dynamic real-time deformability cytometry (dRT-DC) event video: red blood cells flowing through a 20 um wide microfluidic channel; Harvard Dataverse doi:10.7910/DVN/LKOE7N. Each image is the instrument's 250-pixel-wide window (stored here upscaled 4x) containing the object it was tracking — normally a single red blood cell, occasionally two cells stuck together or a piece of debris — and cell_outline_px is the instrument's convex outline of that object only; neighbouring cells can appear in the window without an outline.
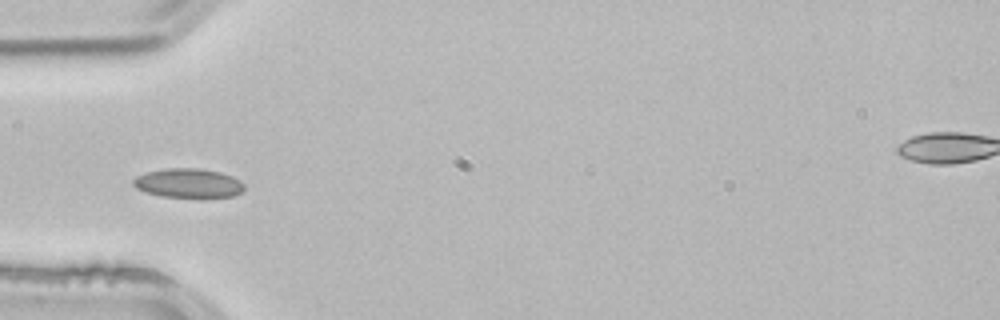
{"species": "common noctule bat (a hibernating species)", "species_latin": "Nyctalus noctula", "temperature_condition": "room temperature", "stored_images_in_passage": 4, "camera_frame_rate_fps": 3000, "um_per_image_px": 0.085, "animal": {"sex": "male", "body_mass_g": 21.5, "forearm_length_mm": 52.0}, "frame": {"image": 1, "passage_image": 3, "time_ms": 0.667, "image_size_px": [1000, 320], "cell_outline_px": [[244, 192], [232, 196], [160, 196], [144, 192], [136, 188], [132, 184], [132, 180], [136, 176], [144, 172], [164, 168], [200, 168], [220, 172], [232, 176], [240, 180], [244, 184]], "centroid_in_image_um": [15.97, 15.54], "position_along_channel_um": 69.0, "area_um2": 18.9}}